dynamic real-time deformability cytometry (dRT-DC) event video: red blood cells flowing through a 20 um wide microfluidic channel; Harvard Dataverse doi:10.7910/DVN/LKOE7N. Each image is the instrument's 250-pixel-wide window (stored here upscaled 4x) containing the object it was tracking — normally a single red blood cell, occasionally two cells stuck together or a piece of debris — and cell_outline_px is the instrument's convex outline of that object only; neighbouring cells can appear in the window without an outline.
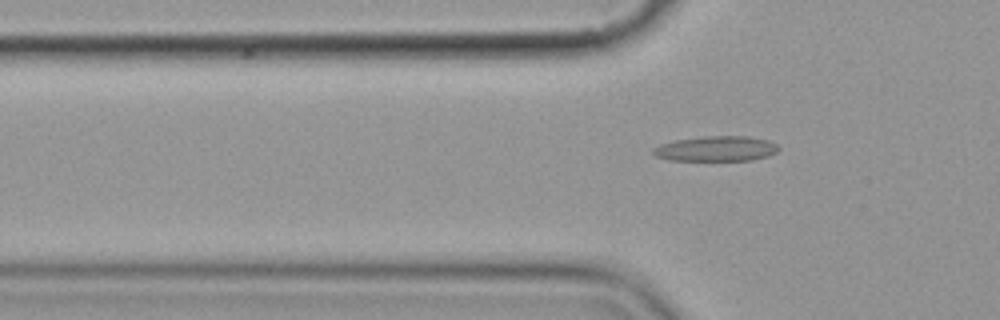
{"species": "common noctule bat (a hibernating species)", "species_latin": "Nyctalus noctula", "temperature_condition": "cold", "stored_images_in_passage": 7, "segment_of_instrument_passage": [2, 2], "camera_frame_rate_fps": 3000, "um_per_image_px": 0.085, "animal": {"sex": "female", "body_mass_g": 19.9}, "frame": {"image": 1, "passage_image": 7, "time_ms": 8.0, "image_size_px": [1000, 320], "cell_outline_px": [[780, 148], [776, 152], [768, 156], [752, 160], [668, 160], [656, 156], [652, 152], [652, 148], [660, 144], [676, 140], [704, 136], [748, 136], [768, 140], [776, 144]], "centroid_in_image_um": [60.87, 12.63], "position_along_channel_um": 64.9, "area_um2": 18.38}}